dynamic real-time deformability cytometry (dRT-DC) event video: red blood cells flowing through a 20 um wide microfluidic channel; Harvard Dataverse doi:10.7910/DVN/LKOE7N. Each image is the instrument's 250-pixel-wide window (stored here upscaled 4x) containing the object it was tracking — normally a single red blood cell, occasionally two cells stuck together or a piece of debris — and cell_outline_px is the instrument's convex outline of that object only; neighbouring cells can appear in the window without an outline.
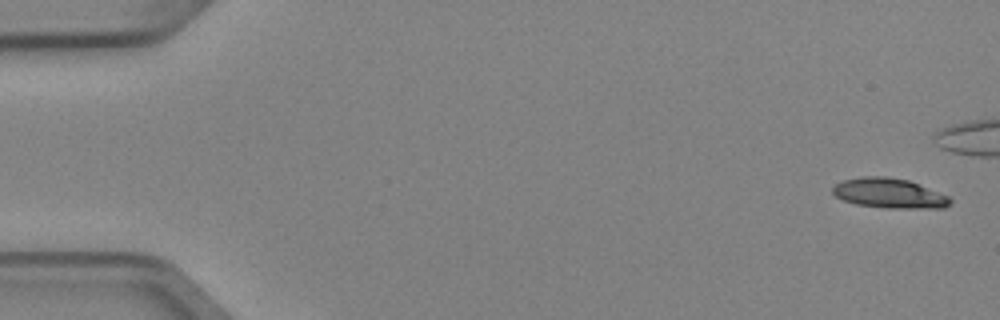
{"species": "Egyptian fruit bat (a non-hibernating species)", "species_latin": "Rousettus aegyptiacus", "temperature_condition": "cold", "stored_images_in_passage": 5, "camera_frame_rate_fps": 3000, "um_per_image_px": 0.085, "animal": {"sex": "female"}, "frame": {"image": 1, "passage_image": 1, "time_ms": 0.0, "image_size_px": [1000, 320], "cell_outline_px": [[952, 200], [944, 208], [888, 208], [856, 204], [844, 200], [836, 196], [832, 192], [832, 188], [836, 184], [844, 180], [864, 176], [884, 176], [908, 180], [948, 196]], "centroid_in_image_um": [75.57, 16.43], "position_along_channel_um": 9.4, "area_um2": 20.17}}